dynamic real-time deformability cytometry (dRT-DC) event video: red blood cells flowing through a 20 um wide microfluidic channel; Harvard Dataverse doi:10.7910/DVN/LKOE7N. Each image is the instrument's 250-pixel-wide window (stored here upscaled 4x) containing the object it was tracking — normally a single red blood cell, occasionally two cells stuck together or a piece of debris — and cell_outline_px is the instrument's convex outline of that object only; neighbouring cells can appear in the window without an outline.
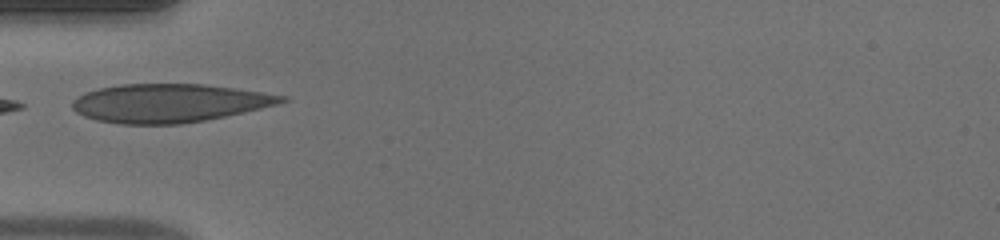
{"species": "human", "species_latin": "Homo sapiens", "temperature_condition": "warm", "stored_images_in_passage": 33, "camera_frame_rate_fps": 3000, "um_per_image_px": 0.085, "donor": {"sex": "male"}, "frame": {"image": 1, "passage_image": 1, "time_ms": 0.0, "image_size_px": [1000, 240], "cell_outline_px": [[288, 100], [276, 104], [244, 112], [204, 120], [180, 124], [120, 124], [96, 120], [84, 116], [76, 112], [72, 108], [72, 100], [84, 92], [100, 88], [120, 84], [204, 84], [288, 96]], "centroid_in_image_um": [14.32, 8.76], "position_along_channel_um": 70.7, "area_um2": 46.64}}
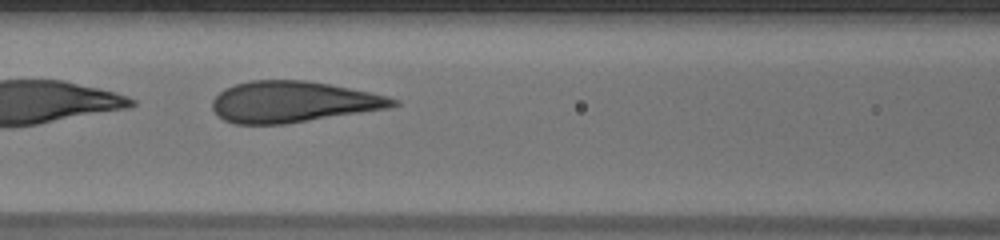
{"frame": {"image": 2, "passage_image": 6, "time_ms": 1.667, "image_size_px": [1000, 240], "cell_outline_px": [[400, 104], [388, 108], [284, 124], [236, 124], [224, 120], [212, 108], [212, 100], [224, 88], [236, 84], [252, 80], [308, 80], [368, 92], [400, 100]], "centroid_in_image_um": [24.88, 8.65], "position_along_channel_um": 141.7, "area_um2": 42.89}}
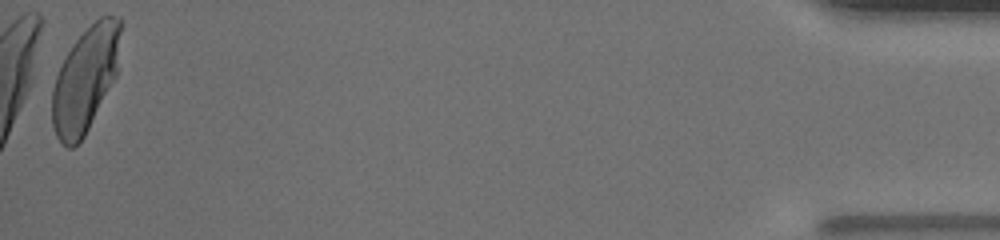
{"frame": {"image": 3, "passage_image": 33, "time_ms": 10.667, "image_size_px": [1000, 240], "cell_outline_px": [[120, 32], [116, 76], [84, 136], [72, 148], [68, 148], [56, 136], [52, 124], [52, 88], [56, 76], [72, 44], [100, 16], [108, 12], [120, 16]], "centroid_in_image_um": [7.25, 6.72], "position_along_channel_um": 427.9, "area_um2": 41.33}, "authors_computed_cell_mechanics": {"area_um2": 43.639, "velocity_mm_per_s": 4.2043, "shape_relaxation_time_tau1_ms": 4.1982, "shape_relaxation_time_tau2_ms": null, "deformation_change_tau1": 0.1953, "deformation_change_tau2": null}}